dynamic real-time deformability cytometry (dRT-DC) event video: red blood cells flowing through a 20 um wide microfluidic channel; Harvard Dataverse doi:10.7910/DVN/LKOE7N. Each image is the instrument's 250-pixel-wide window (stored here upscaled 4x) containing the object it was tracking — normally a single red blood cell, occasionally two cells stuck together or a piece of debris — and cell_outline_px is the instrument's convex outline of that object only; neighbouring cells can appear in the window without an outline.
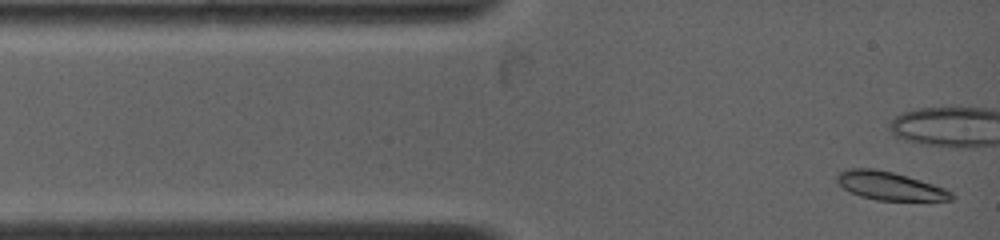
{"species": "common noctule bat (a hibernating species)", "species_latin": "Nyctalus noctula", "temperature_condition": "warm", "stored_images_in_passage": 36, "camera_frame_rate_fps": 4500, "um_per_image_px": 0.085, "animal": {"sex": "female", "body_mass_g": 19.0, "forearm_length_mm": 53.3}, "frame": {"image": 1, "passage_image": 1, "time_ms": 0.0, "image_size_px": [1000, 240], "cell_outline_px": [[952, 200], [876, 200], [860, 196], [844, 188], [836, 180], [836, 176], [840, 172], [848, 168], [872, 168], [892, 172], [908, 176], [944, 188], [952, 192]], "centroid_in_image_um": [75.6, 15.79], "position_along_channel_um": 9.4, "area_um2": 18.55}}
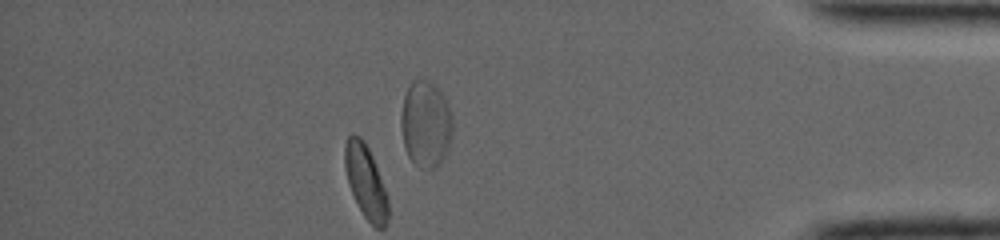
{"frame": {"image": 2, "passage_image": 36, "time_ms": 12.667, "image_size_px": [1000, 240], "cell_outline_px": [[452, 128], [448, 148], [440, 164], [432, 168], [424, 168], [416, 164], [408, 156], [404, 144], [400, 124], [400, 116], [404, 96], [412, 80], [432, 80], [436, 84], [444, 96], [452, 120]], "centroid_in_image_um": [36.17, 10.51], "position_along_channel_um": 399.0, "area_um2": 25.84}, "authors_computed_cell_mechanics": {"area_um2": 18.5538, "velocity_mm_per_s": 3.8554, "shape_relaxation_time_tau1_ms": 3.0877, "shape_relaxation_time_tau2_ms": null, "deformation_change_tau1": 0.1381, "deformation_change_tau2": null}}